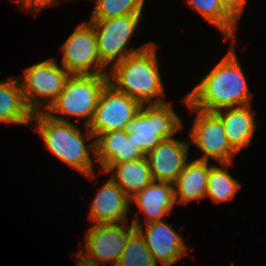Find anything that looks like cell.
Listing matches in <instances>:
<instances>
[{
  "label": "cell",
  "instance_id": "obj_1",
  "mask_svg": "<svg viewBox=\"0 0 266 266\" xmlns=\"http://www.w3.org/2000/svg\"><path fill=\"white\" fill-rule=\"evenodd\" d=\"M234 45L223 59L187 94L188 102L197 109L215 112L222 108L251 104L246 76Z\"/></svg>",
  "mask_w": 266,
  "mask_h": 266
},
{
  "label": "cell",
  "instance_id": "obj_2",
  "mask_svg": "<svg viewBox=\"0 0 266 266\" xmlns=\"http://www.w3.org/2000/svg\"><path fill=\"white\" fill-rule=\"evenodd\" d=\"M33 124L36 125L35 130L40 134L47 149L58 160L83 173L87 178H96L93 169V163L96 161H93L91 156V153L95 155V141L85 143V140L95 138L88 126H85V136L72 122L52 119L44 112L32 115L31 125Z\"/></svg>",
  "mask_w": 266,
  "mask_h": 266
},
{
  "label": "cell",
  "instance_id": "obj_3",
  "mask_svg": "<svg viewBox=\"0 0 266 266\" xmlns=\"http://www.w3.org/2000/svg\"><path fill=\"white\" fill-rule=\"evenodd\" d=\"M156 50L157 45L152 42L146 49L113 64L108 82L141 104L166 102L162 99L165 92Z\"/></svg>",
  "mask_w": 266,
  "mask_h": 266
},
{
  "label": "cell",
  "instance_id": "obj_4",
  "mask_svg": "<svg viewBox=\"0 0 266 266\" xmlns=\"http://www.w3.org/2000/svg\"><path fill=\"white\" fill-rule=\"evenodd\" d=\"M107 82L108 74L70 75L63 91L44 113L62 122H70L65 116H74L85 120V126H88Z\"/></svg>",
  "mask_w": 266,
  "mask_h": 266
},
{
  "label": "cell",
  "instance_id": "obj_5",
  "mask_svg": "<svg viewBox=\"0 0 266 266\" xmlns=\"http://www.w3.org/2000/svg\"><path fill=\"white\" fill-rule=\"evenodd\" d=\"M181 118L172 102L142 104L139 113L126 125L125 132L132 134L136 147L146 155L162 140L174 137L183 128Z\"/></svg>",
  "mask_w": 266,
  "mask_h": 266
},
{
  "label": "cell",
  "instance_id": "obj_6",
  "mask_svg": "<svg viewBox=\"0 0 266 266\" xmlns=\"http://www.w3.org/2000/svg\"><path fill=\"white\" fill-rule=\"evenodd\" d=\"M70 74L55 59L33 64L18 76L28 109L34 114L45 112L63 91ZM44 107L39 109V107Z\"/></svg>",
  "mask_w": 266,
  "mask_h": 266
},
{
  "label": "cell",
  "instance_id": "obj_7",
  "mask_svg": "<svg viewBox=\"0 0 266 266\" xmlns=\"http://www.w3.org/2000/svg\"><path fill=\"white\" fill-rule=\"evenodd\" d=\"M117 224H95L89 226L85 237V250L82 245L76 251V259L89 266H116L130 235L136 230L131 222ZM98 261V262H97Z\"/></svg>",
  "mask_w": 266,
  "mask_h": 266
},
{
  "label": "cell",
  "instance_id": "obj_8",
  "mask_svg": "<svg viewBox=\"0 0 266 266\" xmlns=\"http://www.w3.org/2000/svg\"><path fill=\"white\" fill-rule=\"evenodd\" d=\"M140 20L141 14L124 15L108 20H89L95 30L101 62L106 67L111 62L113 66L129 55L146 49L152 43L150 41L138 48H127Z\"/></svg>",
  "mask_w": 266,
  "mask_h": 266
},
{
  "label": "cell",
  "instance_id": "obj_9",
  "mask_svg": "<svg viewBox=\"0 0 266 266\" xmlns=\"http://www.w3.org/2000/svg\"><path fill=\"white\" fill-rule=\"evenodd\" d=\"M191 113L196 112L193 125L189 131L191 143L196 145L203 155L197 160H216L217 163H230L238 153L229 143L221 118L215 112H207L194 108L189 102L187 95L182 99Z\"/></svg>",
  "mask_w": 266,
  "mask_h": 266
},
{
  "label": "cell",
  "instance_id": "obj_10",
  "mask_svg": "<svg viewBox=\"0 0 266 266\" xmlns=\"http://www.w3.org/2000/svg\"><path fill=\"white\" fill-rule=\"evenodd\" d=\"M62 67L70 75L108 74L101 62L93 24L80 23L61 46Z\"/></svg>",
  "mask_w": 266,
  "mask_h": 266
},
{
  "label": "cell",
  "instance_id": "obj_11",
  "mask_svg": "<svg viewBox=\"0 0 266 266\" xmlns=\"http://www.w3.org/2000/svg\"><path fill=\"white\" fill-rule=\"evenodd\" d=\"M141 106L139 101L107 82L101 91L88 128L95 137L101 133L124 130L139 113Z\"/></svg>",
  "mask_w": 266,
  "mask_h": 266
},
{
  "label": "cell",
  "instance_id": "obj_12",
  "mask_svg": "<svg viewBox=\"0 0 266 266\" xmlns=\"http://www.w3.org/2000/svg\"><path fill=\"white\" fill-rule=\"evenodd\" d=\"M134 215L131 222L143 237L156 264L159 261L163 266H171L188 254L187 246L182 236L171 225L163 220H158L145 224L146 231L144 232L140 215L138 212Z\"/></svg>",
  "mask_w": 266,
  "mask_h": 266
},
{
  "label": "cell",
  "instance_id": "obj_13",
  "mask_svg": "<svg viewBox=\"0 0 266 266\" xmlns=\"http://www.w3.org/2000/svg\"><path fill=\"white\" fill-rule=\"evenodd\" d=\"M190 142L171 137L145 155L154 181L174 183L188 162Z\"/></svg>",
  "mask_w": 266,
  "mask_h": 266
},
{
  "label": "cell",
  "instance_id": "obj_14",
  "mask_svg": "<svg viewBox=\"0 0 266 266\" xmlns=\"http://www.w3.org/2000/svg\"><path fill=\"white\" fill-rule=\"evenodd\" d=\"M131 205L130 198L109 178L95 194L88 218L94 225L128 222Z\"/></svg>",
  "mask_w": 266,
  "mask_h": 266
},
{
  "label": "cell",
  "instance_id": "obj_15",
  "mask_svg": "<svg viewBox=\"0 0 266 266\" xmlns=\"http://www.w3.org/2000/svg\"><path fill=\"white\" fill-rule=\"evenodd\" d=\"M95 161L102 167H114L123 162L137 160L144 154L132 141V134L116 130L95 137Z\"/></svg>",
  "mask_w": 266,
  "mask_h": 266
},
{
  "label": "cell",
  "instance_id": "obj_16",
  "mask_svg": "<svg viewBox=\"0 0 266 266\" xmlns=\"http://www.w3.org/2000/svg\"><path fill=\"white\" fill-rule=\"evenodd\" d=\"M130 201L136 203L143 212L145 224L163 220L176 204L174 184L153 181L130 198Z\"/></svg>",
  "mask_w": 266,
  "mask_h": 266
},
{
  "label": "cell",
  "instance_id": "obj_17",
  "mask_svg": "<svg viewBox=\"0 0 266 266\" xmlns=\"http://www.w3.org/2000/svg\"><path fill=\"white\" fill-rule=\"evenodd\" d=\"M215 113L221 118L226 137L237 153L251 143L257 128L251 104L222 108Z\"/></svg>",
  "mask_w": 266,
  "mask_h": 266
},
{
  "label": "cell",
  "instance_id": "obj_18",
  "mask_svg": "<svg viewBox=\"0 0 266 266\" xmlns=\"http://www.w3.org/2000/svg\"><path fill=\"white\" fill-rule=\"evenodd\" d=\"M209 161L193 160L185 164L174 184L175 201L186 205L190 201L206 198Z\"/></svg>",
  "mask_w": 266,
  "mask_h": 266
},
{
  "label": "cell",
  "instance_id": "obj_19",
  "mask_svg": "<svg viewBox=\"0 0 266 266\" xmlns=\"http://www.w3.org/2000/svg\"><path fill=\"white\" fill-rule=\"evenodd\" d=\"M111 179L132 198L144 187L152 183L153 177L145 155L137 160L123 162L114 167H102L100 173H110Z\"/></svg>",
  "mask_w": 266,
  "mask_h": 266
},
{
  "label": "cell",
  "instance_id": "obj_20",
  "mask_svg": "<svg viewBox=\"0 0 266 266\" xmlns=\"http://www.w3.org/2000/svg\"><path fill=\"white\" fill-rule=\"evenodd\" d=\"M33 113L28 109L19 79L0 81V123L31 125Z\"/></svg>",
  "mask_w": 266,
  "mask_h": 266
},
{
  "label": "cell",
  "instance_id": "obj_21",
  "mask_svg": "<svg viewBox=\"0 0 266 266\" xmlns=\"http://www.w3.org/2000/svg\"><path fill=\"white\" fill-rule=\"evenodd\" d=\"M219 164L220 167L215 164L210 167L206 190V197L209 196L212 201L218 204L234 199L241 188L237 179L228 172L232 162Z\"/></svg>",
  "mask_w": 266,
  "mask_h": 266
},
{
  "label": "cell",
  "instance_id": "obj_22",
  "mask_svg": "<svg viewBox=\"0 0 266 266\" xmlns=\"http://www.w3.org/2000/svg\"><path fill=\"white\" fill-rule=\"evenodd\" d=\"M194 11L198 12L211 25L216 27L226 39L236 41L237 23L223 10L219 0H185Z\"/></svg>",
  "mask_w": 266,
  "mask_h": 266
},
{
  "label": "cell",
  "instance_id": "obj_23",
  "mask_svg": "<svg viewBox=\"0 0 266 266\" xmlns=\"http://www.w3.org/2000/svg\"><path fill=\"white\" fill-rule=\"evenodd\" d=\"M145 0H95L90 20H108L130 14H142Z\"/></svg>",
  "mask_w": 266,
  "mask_h": 266
},
{
  "label": "cell",
  "instance_id": "obj_24",
  "mask_svg": "<svg viewBox=\"0 0 266 266\" xmlns=\"http://www.w3.org/2000/svg\"><path fill=\"white\" fill-rule=\"evenodd\" d=\"M116 266H158L140 233L135 230L127 240Z\"/></svg>",
  "mask_w": 266,
  "mask_h": 266
},
{
  "label": "cell",
  "instance_id": "obj_25",
  "mask_svg": "<svg viewBox=\"0 0 266 266\" xmlns=\"http://www.w3.org/2000/svg\"><path fill=\"white\" fill-rule=\"evenodd\" d=\"M223 10L236 22L241 17L247 0H219Z\"/></svg>",
  "mask_w": 266,
  "mask_h": 266
},
{
  "label": "cell",
  "instance_id": "obj_26",
  "mask_svg": "<svg viewBox=\"0 0 266 266\" xmlns=\"http://www.w3.org/2000/svg\"><path fill=\"white\" fill-rule=\"evenodd\" d=\"M55 4L58 5L59 0H30V11L34 13L36 12V15L44 8L53 6Z\"/></svg>",
  "mask_w": 266,
  "mask_h": 266
},
{
  "label": "cell",
  "instance_id": "obj_27",
  "mask_svg": "<svg viewBox=\"0 0 266 266\" xmlns=\"http://www.w3.org/2000/svg\"><path fill=\"white\" fill-rule=\"evenodd\" d=\"M19 5L21 9L28 10L30 12V0H15Z\"/></svg>",
  "mask_w": 266,
  "mask_h": 266
},
{
  "label": "cell",
  "instance_id": "obj_28",
  "mask_svg": "<svg viewBox=\"0 0 266 266\" xmlns=\"http://www.w3.org/2000/svg\"><path fill=\"white\" fill-rule=\"evenodd\" d=\"M76 262H77V266H89V265L83 264L82 262H80L78 260Z\"/></svg>",
  "mask_w": 266,
  "mask_h": 266
}]
</instances>
